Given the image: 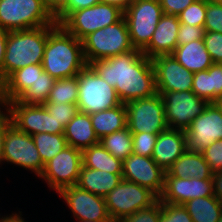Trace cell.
I'll return each instance as SVG.
<instances>
[{"instance_id":"cell-1","label":"cell","mask_w":222,"mask_h":222,"mask_svg":"<svg viewBox=\"0 0 222 222\" xmlns=\"http://www.w3.org/2000/svg\"><path fill=\"white\" fill-rule=\"evenodd\" d=\"M89 66L105 82L115 88L123 104L157 93L152 60L139 49L96 60Z\"/></svg>"},{"instance_id":"cell-2","label":"cell","mask_w":222,"mask_h":222,"mask_svg":"<svg viewBox=\"0 0 222 222\" xmlns=\"http://www.w3.org/2000/svg\"><path fill=\"white\" fill-rule=\"evenodd\" d=\"M41 64L43 70L55 79L77 76L88 65L82 41L57 23L48 25L47 43Z\"/></svg>"},{"instance_id":"cell-3","label":"cell","mask_w":222,"mask_h":222,"mask_svg":"<svg viewBox=\"0 0 222 222\" xmlns=\"http://www.w3.org/2000/svg\"><path fill=\"white\" fill-rule=\"evenodd\" d=\"M47 37L48 25L9 32L4 55V80L15 70L41 64Z\"/></svg>"},{"instance_id":"cell-4","label":"cell","mask_w":222,"mask_h":222,"mask_svg":"<svg viewBox=\"0 0 222 222\" xmlns=\"http://www.w3.org/2000/svg\"><path fill=\"white\" fill-rule=\"evenodd\" d=\"M82 46L88 65L96 60L117 56L120 53L136 49L132 45L124 17L114 24L87 35L82 40Z\"/></svg>"},{"instance_id":"cell-5","label":"cell","mask_w":222,"mask_h":222,"mask_svg":"<svg viewBox=\"0 0 222 222\" xmlns=\"http://www.w3.org/2000/svg\"><path fill=\"white\" fill-rule=\"evenodd\" d=\"M43 0H0V28L18 31L55 25Z\"/></svg>"},{"instance_id":"cell-6","label":"cell","mask_w":222,"mask_h":222,"mask_svg":"<svg viewBox=\"0 0 222 222\" xmlns=\"http://www.w3.org/2000/svg\"><path fill=\"white\" fill-rule=\"evenodd\" d=\"M77 80V107L80 112L90 115L121 104L115 88L97 75L89 65L79 72Z\"/></svg>"},{"instance_id":"cell-7","label":"cell","mask_w":222,"mask_h":222,"mask_svg":"<svg viewBox=\"0 0 222 222\" xmlns=\"http://www.w3.org/2000/svg\"><path fill=\"white\" fill-rule=\"evenodd\" d=\"M158 200L159 197L148 188L124 179L105 197L112 222L128 217L137 210L148 208Z\"/></svg>"},{"instance_id":"cell-8","label":"cell","mask_w":222,"mask_h":222,"mask_svg":"<svg viewBox=\"0 0 222 222\" xmlns=\"http://www.w3.org/2000/svg\"><path fill=\"white\" fill-rule=\"evenodd\" d=\"M124 12L110 4L98 3L94 6L71 12L60 25L82 41L94 31L120 21Z\"/></svg>"},{"instance_id":"cell-9","label":"cell","mask_w":222,"mask_h":222,"mask_svg":"<svg viewBox=\"0 0 222 222\" xmlns=\"http://www.w3.org/2000/svg\"><path fill=\"white\" fill-rule=\"evenodd\" d=\"M163 15L159 0H135L124 11L134 48L142 51L149 44Z\"/></svg>"},{"instance_id":"cell-10","label":"cell","mask_w":222,"mask_h":222,"mask_svg":"<svg viewBox=\"0 0 222 222\" xmlns=\"http://www.w3.org/2000/svg\"><path fill=\"white\" fill-rule=\"evenodd\" d=\"M126 105L127 127L131 133H153L168 129L163 97L159 93L147 98L132 100Z\"/></svg>"},{"instance_id":"cell-11","label":"cell","mask_w":222,"mask_h":222,"mask_svg":"<svg viewBox=\"0 0 222 222\" xmlns=\"http://www.w3.org/2000/svg\"><path fill=\"white\" fill-rule=\"evenodd\" d=\"M6 112L12 124L29 135L37 133L64 134V128L49 115L43 105H28L18 100L7 103Z\"/></svg>"},{"instance_id":"cell-12","label":"cell","mask_w":222,"mask_h":222,"mask_svg":"<svg viewBox=\"0 0 222 222\" xmlns=\"http://www.w3.org/2000/svg\"><path fill=\"white\" fill-rule=\"evenodd\" d=\"M3 162L12 163L31 170L38 177L44 169V163L32 136L18 130L13 124L7 129L3 143Z\"/></svg>"},{"instance_id":"cell-13","label":"cell","mask_w":222,"mask_h":222,"mask_svg":"<svg viewBox=\"0 0 222 222\" xmlns=\"http://www.w3.org/2000/svg\"><path fill=\"white\" fill-rule=\"evenodd\" d=\"M82 165V151L66 146L45 163L39 177L58 193L63 188L76 185Z\"/></svg>"},{"instance_id":"cell-14","label":"cell","mask_w":222,"mask_h":222,"mask_svg":"<svg viewBox=\"0 0 222 222\" xmlns=\"http://www.w3.org/2000/svg\"><path fill=\"white\" fill-rule=\"evenodd\" d=\"M165 119L170 129L185 131L200 115L208 102L193 91L165 92L163 95Z\"/></svg>"},{"instance_id":"cell-15","label":"cell","mask_w":222,"mask_h":222,"mask_svg":"<svg viewBox=\"0 0 222 222\" xmlns=\"http://www.w3.org/2000/svg\"><path fill=\"white\" fill-rule=\"evenodd\" d=\"M186 151L202 152L212 142L222 139V113L215 103H208L184 131Z\"/></svg>"},{"instance_id":"cell-16","label":"cell","mask_w":222,"mask_h":222,"mask_svg":"<svg viewBox=\"0 0 222 222\" xmlns=\"http://www.w3.org/2000/svg\"><path fill=\"white\" fill-rule=\"evenodd\" d=\"M67 203L77 222H112L109 217L105 198L92 194L77 185L69 186L58 192Z\"/></svg>"},{"instance_id":"cell-17","label":"cell","mask_w":222,"mask_h":222,"mask_svg":"<svg viewBox=\"0 0 222 222\" xmlns=\"http://www.w3.org/2000/svg\"><path fill=\"white\" fill-rule=\"evenodd\" d=\"M122 179L148 188L160 197L164 190L165 171L152 157L132 153L122 161Z\"/></svg>"},{"instance_id":"cell-18","label":"cell","mask_w":222,"mask_h":222,"mask_svg":"<svg viewBox=\"0 0 222 222\" xmlns=\"http://www.w3.org/2000/svg\"><path fill=\"white\" fill-rule=\"evenodd\" d=\"M157 93L192 91L194 73L184 68L172 54L158 55L152 59Z\"/></svg>"},{"instance_id":"cell-19","label":"cell","mask_w":222,"mask_h":222,"mask_svg":"<svg viewBox=\"0 0 222 222\" xmlns=\"http://www.w3.org/2000/svg\"><path fill=\"white\" fill-rule=\"evenodd\" d=\"M208 196H214L212 179L178 178L165 171L161 202L183 205L189 200Z\"/></svg>"},{"instance_id":"cell-20","label":"cell","mask_w":222,"mask_h":222,"mask_svg":"<svg viewBox=\"0 0 222 222\" xmlns=\"http://www.w3.org/2000/svg\"><path fill=\"white\" fill-rule=\"evenodd\" d=\"M179 26L177 15L164 14L157 24L151 41L142 53L150 59L158 55L172 54L178 45Z\"/></svg>"},{"instance_id":"cell-21","label":"cell","mask_w":222,"mask_h":222,"mask_svg":"<svg viewBox=\"0 0 222 222\" xmlns=\"http://www.w3.org/2000/svg\"><path fill=\"white\" fill-rule=\"evenodd\" d=\"M185 151L184 131L168 128L158 134L152 159L164 171H167Z\"/></svg>"},{"instance_id":"cell-22","label":"cell","mask_w":222,"mask_h":222,"mask_svg":"<svg viewBox=\"0 0 222 222\" xmlns=\"http://www.w3.org/2000/svg\"><path fill=\"white\" fill-rule=\"evenodd\" d=\"M42 64H30L12 72L1 84L0 94L6 103L17 100L43 73Z\"/></svg>"},{"instance_id":"cell-23","label":"cell","mask_w":222,"mask_h":222,"mask_svg":"<svg viewBox=\"0 0 222 222\" xmlns=\"http://www.w3.org/2000/svg\"><path fill=\"white\" fill-rule=\"evenodd\" d=\"M64 137L68 146H72L80 151L99 143V139L91 123L90 115L80 111L77 112L64 128Z\"/></svg>"},{"instance_id":"cell-24","label":"cell","mask_w":222,"mask_h":222,"mask_svg":"<svg viewBox=\"0 0 222 222\" xmlns=\"http://www.w3.org/2000/svg\"><path fill=\"white\" fill-rule=\"evenodd\" d=\"M178 178L212 179L213 173L202 152L185 151L166 171Z\"/></svg>"},{"instance_id":"cell-25","label":"cell","mask_w":222,"mask_h":222,"mask_svg":"<svg viewBox=\"0 0 222 222\" xmlns=\"http://www.w3.org/2000/svg\"><path fill=\"white\" fill-rule=\"evenodd\" d=\"M121 180L122 174H112L82 165L76 185L92 194L105 198Z\"/></svg>"},{"instance_id":"cell-26","label":"cell","mask_w":222,"mask_h":222,"mask_svg":"<svg viewBox=\"0 0 222 222\" xmlns=\"http://www.w3.org/2000/svg\"><path fill=\"white\" fill-rule=\"evenodd\" d=\"M172 56L184 68L193 73L207 70L213 64L211 56L205 48L203 39L184 45H177Z\"/></svg>"},{"instance_id":"cell-27","label":"cell","mask_w":222,"mask_h":222,"mask_svg":"<svg viewBox=\"0 0 222 222\" xmlns=\"http://www.w3.org/2000/svg\"><path fill=\"white\" fill-rule=\"evenodd\" d=\"M94 132L100 140L103 136L116 132L127 127L126 105H120L90 114Z\"/></svg>"},{"instance_id":"cell-28","label":"cell","mask_w":222,"mask_h":222,"mask_svg":"<svg viewBox=\"0 0 222 222\" xmlns=\"http://www.w3.org/2000/svg\"><path fill=\"white\" fill-rule=\"evenodd\" d=\"M82 164L87 168L122 174V161L110 154L100 143L82 151Z\"/></svg>"},{"instance_id":"cell-29","label":"cell","mask_w":222,"mask_h":222,"mask_svg":"<svg viewBox=\"0 0 222 222\" xmlns=\"http://www.w3.org/2000/svg\"><path fill=\"white\" fill-rule=\"evenodd\" d=\"M193 222H218L222 203L215 196L200 197L183 204Z\"/></svg>"},{"instance_id":"cell-30","label":"cell","mask_w":222,"mask_h":222,"mask_svg":"<svg viewBox=\"0 0 222 222\" xmlns=\"http://www.w3.org/2000/svg\"><path fill=\"white\" fill-rule=\"evenodd\" d=\"M99 143L110 154L121 161L133 153L132 133L128 127L103 136Z\"/></svg>"},{"instance_id":"cell-31","label":"cell","mask_w":222,"mask_h":222,"mask_svg":"<svg viewBox=\"0 0 222 222\" xmlns=\"http://www.w3.org/2000/svg\"><path fill=\"white\" fill-rule=\"evenodd\" d=\"M56 79L47 72L38 77L37 81L30 86L17 100L28 105H44L50 95Z\"/></svg>"},{"instance_id":"cell-32","label":"cell","mask_w":222,"mask_h":222,"mask_svg":"<svg viewBox=\"0 0 222 222\" xmlns=\"http://www.w3.org/2000/svg\"><path fill=\"white\" fill-rule=\"evenodd\" d=\"M31 136L44 164L68 146L64 134L37 133Z\"/></svg>"},{"instance_id":"cell-33","label":"cell","mask_w":222,"mask_h":222,"mask_svg":"<svg viewBox=\"0 0 222 222\" xmlns=\"http://www.w3.org/2000/svg\"><path fill=\"white\" fill-rule=\"evenodd\" d=\"M78 102L77 76L56 79L46 103H71Z\"/></svg>"},{"instance_id":"cell-34","label":"cell","mask_w":222,"mask_h":222,"mask_svg":"<svg viewBox=\"0 0 222 222\" xmlns=\"http://www.w3.org/2000/svg\"><path fill=\"white\" fill-rule=\"evenodd\" d=\"M206 15V0H195L179 15L180 23L191 26H204Z\"/></svg>"},{"instance_id":"cell-35","label":"cell","mask_w":222,"mask_h":222,"mask_svg":"<svg viewBox=\"0 0 222 222\" xmlns=\"http://www.w3.org/2000/svg\"><path fill=\"white\" fill-rule=\"evenodd\" d=\"M43 106L49 115H52L56 122L60 123L63 128L66 127L79 111L77 104L71 103H45Z\"/></svg>"},{"instance_id":"cell-36","label":"cell","mask_w":222,"mask_h":222,"mask_svg":"<svg viewBox=\"0 0 222 222\" xmlns=\"http://www.w3.org/2000/svg\"><path fill=\"white\" fill-rule=\"evenodd\" d=\"M157 137L158 134L147 132L132 133L133 153L140 156L152 157Z\"/></svg>"},{"instance_id":"cell-37","label":"cell","mask_w":222,"mask_h":222,"mask_svg":"<svg viewBox=\"0 0 222 222\" xmlns=\"http://www.w3.org/2000/svg\"><path fill=\"white\" fill-rule=\"evenodd\" d=\"M159 222H193L183 205L161 202Z\"/></svg>"},{"instance_id":"cell-38","label":"cell","mask_w":222,"mask_h":222,"mask_svg":"<svg viewBox=\"0 0 222 222\" xmlns=\"http://www.w3.org/2000/svg\"><path fill=\"white\" fill-rule=\"evenodd\" d=\"M192 91L201 99L212 103V82L208 70L194 73Z\"/></svg>"},{"instance_id":"cell-39","label":"cell","mask_w":222,"mask_h":222,"mask_svg":"<svg viewBox=\"0 0 222 222\" xmlns=\"http://www.w3.org/2000/svg\"><path fill=\"white\" fill-rule=\"evenodd\" d=\"M204 31L222 33V4L206 0Z\"/></svg>"},{"instance_id":"cell-40","label":"cell","mask_w":222,"mask_h":222,"mask_svg":"<svg viewBox=\"0 0 222 222\" xmlns=\"http://www.w3.org/2000/svg\"><path fill=\"white\" fill-rule=\"evenodd\" d=\"M161 214V201L158 200L152 206L137 210L128 217L121 218L117 222H159Z\"/></svg>"},{"instance_id":"cell-41","label":"cell","mask_w":222,"mask_h":222,"mask_svg":"<svg viewBox=\"0 0 222 222\" xmlns=\"http://www.w3.org/2000/svg\"><path fill=\"white\" fill-rule=\"evenodd\" d=\"M202 154L213 174L222 171V139L212 142Z\"/></svg>"},{"instance_id":"cell-42","label":"cell","mask_w":222,"mask_h":222,"mask_svg":"<svg viewBox=\"0 0 222 222\" xmlns=\"http://www.w3.org/2000/svg\"><path fill=\"white\" fill-rule=\"evenodd\" d=\"M203 41L213 63L222 64V33L205 31Z\"/></svg>"},{"instance_id":"cell-43","label":"cell","mask_w":222,"mask_h":222,"mask_svg":"<svg viewBox=\"0 0 222 222\" xmlns=\"http://www.w3.org/2000/svg\"><path fill=\"white\" fill-rule=\"evenodd\" d=\"M204 26H191L180 23L177 33L178 45H184L195 40L203 39Z\"/></svg>"},{"instance_id":"cell-44","label":"cell","mask_w":222,"mask_h":222,"mask_svg":"<svg viewBox=\"0 0 222 222\" xmlns=\"http://www.w3.org/2000/svg\"><path fill=\"white\" fill-rule=\"evenodd\" d=\"M212 82V103L222 98V64L213 63L208 69Z\"/></svg>"},{"instance_id":"cell-45","label":"cell","mask_w":222,"mask_h":222,"mask_svg":"<svg viewBox=\"0 0 222 222\" xmlns=\"http://www.w3.org/2000/svg\"><path fill=\"white\" fill-rule=\"evenodd\" d=\"M100 3V0H69L68 6L55 18V22L60 24L71 12L88 8Z\"/></svg>"},{"instance_id":"cell-46","label":"cell","mask_w":222,"mask_h":222,"mask_svg":"<svg viewBox=\"0 0 222 222\" xmlns=\"http://www.w3.org/2000/svg\"><path fill=\"white\" fill-rule=\"evenodd\" d=\"M195 0H159L164 14L179 15Z\"/></svg>"},{"instance_id":"cell-47","label":"cell","mask_w":222,"mask_h":222,"mask_svg":"<svg viewBox=\"0 0 222 222\" xmlns=\"http://www.w3.org/2000/svg\"><path fill=\"white\" fill-rule=\"evenodd\" d=\"M46 10L55 19L67 6L69 0H43Z\"/></svg>"},{"instance_id":"cell-48","label":"cell","mask_w":222,"mask_h":222,"mask_svg":"<svg viewBox=\"0 0 222 222\" xmlns=\"http://www.w3.org/2000/svg\"><path fill=\"white\" fill-rule=\"evenodd\" d=\"M12 125V120L10 115L6 112L1 118H0V164L3 163L2 153H3V143H4V137L7 132V129Z\"/></svg>"},{"instance_id":"cell-49","label":"cell","mask_w":222,"mask_h":222,"mask_svg":"<svg viewBox=\"0 0 222 222\" xmlns=\"http://www.w3.org/2000/svg\"><path fill=\"white\" fill-rule=\"evenodd\" d=\"M9 31L0 28V84L4 81V55Z\"/></svg>"},{"instance_id":"cell-50","label":"cell","mask_w":222,"mask_h":222,"mask_svg":"<svg viewBox=\"0 0 222 222\" xmlns=\"http://www.w3.org/2000/svg\"><path fill=\"white\" fill-rule=\"evenodd\" d=\"M214 196L222 203V171L212 175Z\"/></svg>"},{"instance_id":"cell-51","label":"cell","mask_w":222,"mask_h":222,"mask_svg":"<svg viewBox=\"0 0 222 222\" xmlns=\"http://www.w3.org/2000/svg\"><path fill=\"white\" fill-rule=\"evenodd\" d=\"M134 1L135 0H100V3L110 4L124 12Z\"/></svg>"},{"instance_id":"cell-52","label":"cell","mask_w":222,"mask_h":222,"mask_svg":"<svg viewBox=\"0 0 222 222\" xmlns=\"http://www.w3.org/2000/svg\"><path fill=\"white\" fill-rule=\"evenodd\" d=\"M3 108V110H4V108H5V110H6V107H7V103H6V101L2 98V96H1V94H0V118L6 113V112H3L2 111V108Z\"/></svg>"},{"instance_id":"cell-53","label":"cell","mask_w":222,"mask_h":222,"mask_svg":"<svg viewBox=\"0 0 222 222\" xmlns=\"http://www.w3.org/2000/svg\"><path fill=\"white\" fill-rule=\"evenodd\" d=\"M0 222H14V213H12L10 216H2L0 217Z\"/></svg>"},{"instance_id":"cell-54","label":"cell","mask_w":222,"mask_h":222,"mask_svg":"<svg viewBox=\"0 0 222 222\" xmlns=\"http://www.w3.org/2000/svg\"><path fill=\"white\" fill-rule=\"evenodd\" d=\"M20 214V215H19ZM21 211H19V213H15L14 214V222H25L24 219L21 216Z\"/></svg>"},{"instance_id":"cell-55","label":"cell","mask_w":222,"mask_h":222,"mask_svg":"<svg viewBox=\"0 0 222 222\" xmlns=\"http://www.w3.org/2000/svg\"><path fill=\"white\" fill-rule=\"evenodd\" d=\"M215 104L219 107L221 113H222V98H220Z\"/></svg>"},{"instance_id":"cell-56","label":"cell","mask_w":222,"mask_h":222,"mask_svg":"<svg viewBox=\"0 0 222 222\" xmlns=\"http://www.w3.org/2000/svg\"><path fill=\"white\" fill-rule=\"evenodd\" d=\"M208 1L212 3L222 4V0H208Z\"/></svg>"},{"instance_id":"cell-57","label":"cell","mask_w":222,"mask_h":222,"mask_svg":"<svg viewBox=\"0 0 222 222\" xmlns=\"http://www.w3.org/2000/svg\"><path fill=\"white\" fill-rule=\"evenodd\" d=\"M80 222H97V221H93V220L87 221V220H85V221H80Z\"/></svg>"},{"instance_id":"cell-58","label":"cell","mask_w":222,"mask_h":222,"mask_svg":"<svg viewBox=\"0 0 222 222\" xmlns=\"http://www.w3.org/2000/svg\"><path fill=\"white\" fill-rule=\"evenodd\" d=\"M218 222H222V214H221V217H220V219L218 220Z\"/></svg>"}]
</instances>
